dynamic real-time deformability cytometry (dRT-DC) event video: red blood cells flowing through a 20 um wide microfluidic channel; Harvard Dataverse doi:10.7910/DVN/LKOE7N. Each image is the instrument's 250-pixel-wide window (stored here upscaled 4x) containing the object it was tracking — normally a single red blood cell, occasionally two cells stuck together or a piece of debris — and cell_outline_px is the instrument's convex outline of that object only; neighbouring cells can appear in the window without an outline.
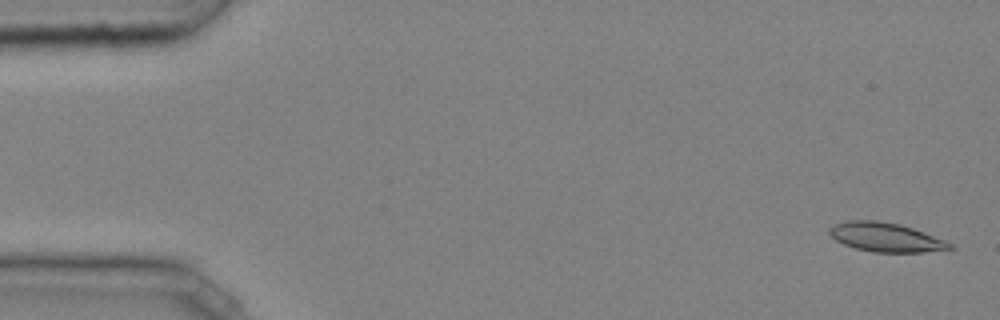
{"species": "common noctule bat (a hibernating species)", "species_latin": "Nyctalus noctula", "temperature_condition": "cold", "stored_images_in_passage": 47, "camera_frame_rate_fps": 3000, "um_per_image_px": 0.085, "animal": {"sex": "male", "body_mass_g": 20.4}, "frame": {"image": 1, "passage_image": 2, "time_ms": 0.333, "image_size_px": [1000, 320], "cell_outline_px": [[956, 248], [924, 252], [872, 252], [856, 248], [844, 244], [836, 240], [828, 232], [828, 228], [836, 224], [848, 220], [876, 220], [900, 224], [912, 228], [944, 240], [952, 244]], "centroid_in_image_um": [75.28, 20.16], "position_along_channel_um": 9.7, "area_um2": 20.23}}
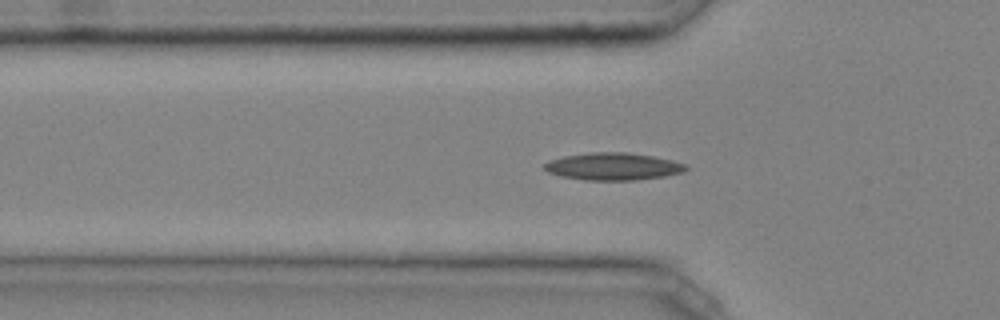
{"frame": {"image": 2, "passage_image": 16, "time_ms": 5.0, "image_size_px": [1000, 320], "cell_outline_px": [[688, 168], [680, 172], [664, 176], [632, 180], [584, 180], [560, 176], [548, 172], [544, 168], [544, 164], [548, 160], [564, 156], [592, 152], [628, 152], [652, 156], [672, 160], [684, 164]], "centroid_in_image_um": [52.06, 14.14], "position_along_channel_um": 73.7, "area_um2": 22.37}}
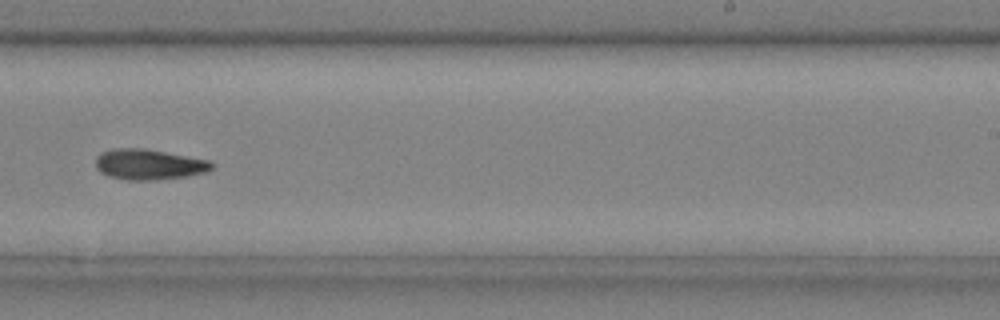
{"frame": {"image": 3, "passage_image": 31, "time_ms": 10.0, "image_size_px": [1000, 320], "cell_outline_px": [[216, 164], [212, 168], [204, 172], [188, 176], [152, 180], [128, 180], [108, 176], [100, 172], [96, 168], [96, 156], [100, 152], [112, 148], [144, 148], [212, 160]], "centroid_in_image_um": [12.66, 13.96], "position_along_channel_um": 276.3, "area_um2": 20.92}}